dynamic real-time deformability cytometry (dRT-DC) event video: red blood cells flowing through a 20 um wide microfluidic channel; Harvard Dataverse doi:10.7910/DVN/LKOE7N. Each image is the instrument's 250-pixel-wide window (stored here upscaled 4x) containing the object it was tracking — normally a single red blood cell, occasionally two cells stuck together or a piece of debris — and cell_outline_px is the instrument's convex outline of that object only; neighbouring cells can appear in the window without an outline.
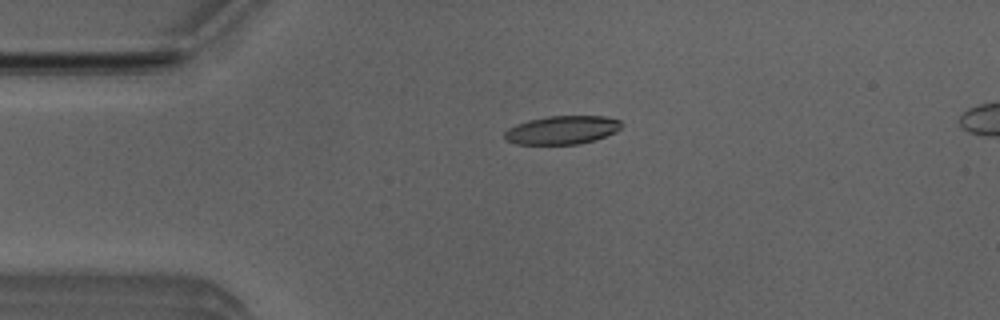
{"species": "Egyptian fruit bat (a non-hibernating species)", "species_latin": "Rousettus aegyptiacus", "temperature_condition": "room temperature", "stored_images_in_passage": 3, "camera_frame_rate_fps": 3000, "um_per_image_px": 0.085, "animal": {"sex": "male"}, "frame": {"image": 1, "passage_image": 1, "time_ms": 0.0, "image_size_px": [1000, 320], "cell_outline_px": [[620, 128], [616, 132], [596, 140], [580, 144], [516, 144], [504, 140], [504, 132], [508, 128], [516, 124], [528, 120], [548, 116], [604, 116], [620, 120]], "centroid_in_image_um": [47.75, 11.05], "position_along_channel_um": 37.2, "area_um2": 19.48}}